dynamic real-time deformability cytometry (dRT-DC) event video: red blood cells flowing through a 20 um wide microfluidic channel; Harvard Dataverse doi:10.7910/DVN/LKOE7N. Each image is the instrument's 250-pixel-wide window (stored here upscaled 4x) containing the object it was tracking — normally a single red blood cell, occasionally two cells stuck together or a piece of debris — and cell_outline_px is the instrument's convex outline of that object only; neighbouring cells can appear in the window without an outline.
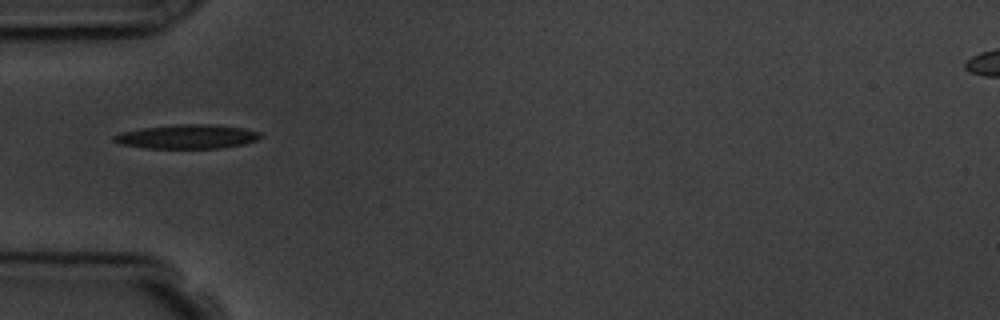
{"species": "common noctule bat (a hibernating species)", "species_latin": "Nyctalus noctula", "temperature_condition": "room temperature", "stored_images_in_passage": 5, "camera_frame_rate_fps": 3000, "um_per_image_px": 0.085, "animal": {"sex": "male", "body_mass_g": 19.5, "forearm_length_mm": 54.6}, "frame": {"image": 1, "passage_image": 2, "time_ms": 1.333, "image_size_px": [1000, 320], "cell_outline_px": [[260, 136], [256, 140], [244, 144], [224, 148], [144, 148], [120, 144], [112, 140], [112, 136], [120, 132], [144, 128], [176, 124], [212, 124], [244, 128], [260, 132]], "centroid_in_image_um": [15.89, 11.61], "position_along_channel_um": 69.1, "area_um2": 20.63}}